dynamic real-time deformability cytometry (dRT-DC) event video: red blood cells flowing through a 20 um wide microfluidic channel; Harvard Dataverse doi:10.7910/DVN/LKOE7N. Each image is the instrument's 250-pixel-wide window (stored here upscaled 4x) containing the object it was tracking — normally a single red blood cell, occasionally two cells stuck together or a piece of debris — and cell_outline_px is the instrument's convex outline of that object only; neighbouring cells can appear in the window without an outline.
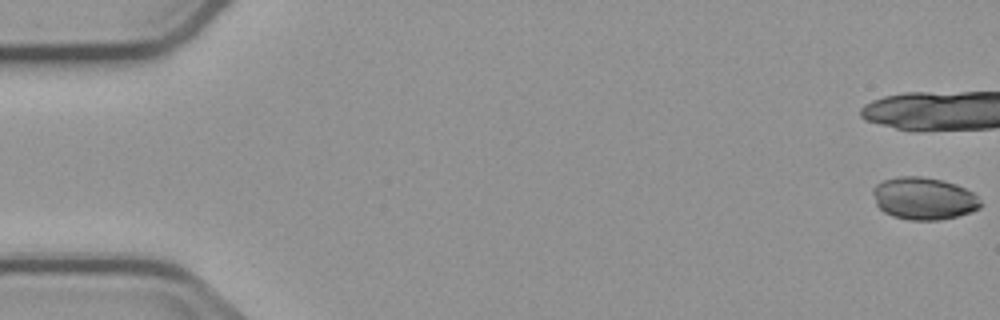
{"species": "common noctule bat (a hibernating species)", "species_latin": "Nyctalus noctula", "temperature_condition": "cold", "stored_images_in_passage": 5, "camera_frame_rate_fps": 3000, "um_per_image_px": 0.085, "animal": {"sex": "male", "body_mass_g": 23.1, "forearm_length_mm": 52.7}, "frame": {"image": 1, "passage_image": 1, "time_ms": 0.0, "image_size_px": [1000, 320], "cell_outline_px": [[984, 204], [980, 208], [972, 212], [940, 220], [908, 220], [892, 216], [884, 212], [876, 204], [872, 192], [872, 188], [876, 184], [884, 180], [900, 176], [920, 176], [944, 180], [956, 184], [972, 192]], "centroid_in_image_um": [78.52, 16.87], "position_along_channel_um": 6.5, "area_um2": 26.76}}